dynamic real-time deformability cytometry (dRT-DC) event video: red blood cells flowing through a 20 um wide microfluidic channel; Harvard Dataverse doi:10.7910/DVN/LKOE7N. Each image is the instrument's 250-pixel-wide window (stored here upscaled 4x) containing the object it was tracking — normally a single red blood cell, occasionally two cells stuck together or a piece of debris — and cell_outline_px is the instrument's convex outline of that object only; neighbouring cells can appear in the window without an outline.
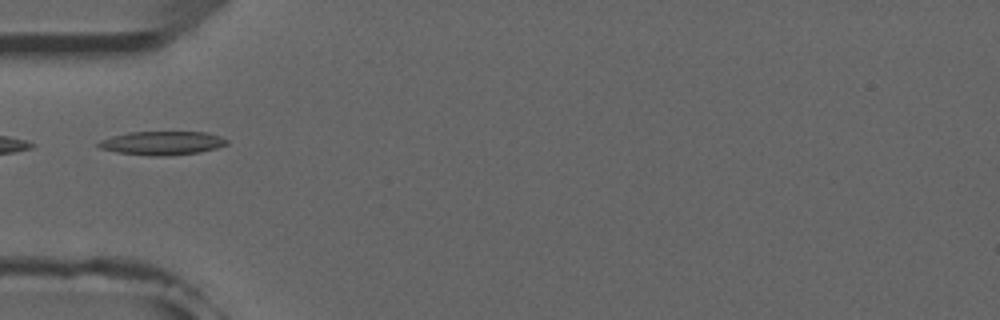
{"species": "common noctule bat (a hibernating species)", "species_latin": "Nyctalus noctula", "temperature_condition": "room temperature", "stored_images_in_passage": 30, "camera_frame_rate_fps": 3000, "um_per_image_px": 0.085, "animal": {"sex": "male", "forearm_length_mm": 52.5}, "frame": {"image": 1, "passage_image": 1, "time_ms": 0.0, "image_size_px": [1000, 320], "cell_outline_px": [[228, 144], [216, 148], [200, 152], [164, 156], [148, 156], [116, 152], [100, 148], [96, 144], [100, 140], [112, 136], [128, 132], [204, 132], [228, 140]], "centroid_in_image_um": [13.73, 12.17], "position_along_channel_um": 71.3, "area_um2": 17.63}}
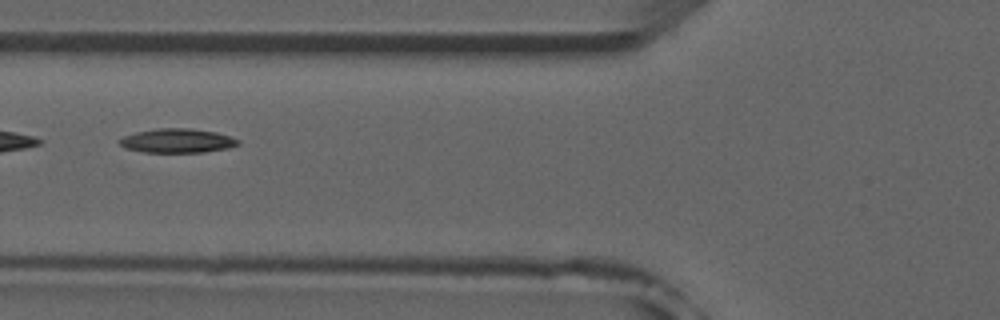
{"frame": {"image": 2, "passage_image": 4, "time_ms": 1.0, "image_size_px": [1000, 320], "cell_outline_px": [[240, 144], [228, 148], [204, 152], [144, 152], [124, 148], [116, 140], [124, 136], [136, 132], [156, 128], [188, 128], [216, 132], [240, 140]], "centroid_in_image_um": [15.04, 11.96], "position_along_channel_um": 110.8, "area_um2": 16.7}}
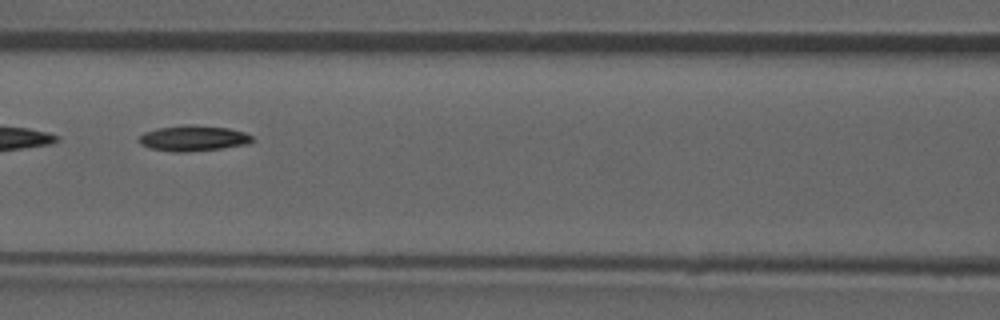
{"frame": {"image": 3, "passage_image": 7, "time_ms": 2.0, "image_size_px": [1000, 320], "cell_outline_px": [[252, 140], [248, 144], [220, 148], [180, 152], [172, 152], [152, 148], [140, 144], [140, 136], [144, 132], [156, 128], [180, 124], [192, 124], [228, 128], [244, 132], [252, 136]], "centroid_in_image_um": [16.4, 11.73], "position_along_channel_um": 150.2, "area_um2": 16.82}, "authors_computed_cell_mechanics": {"area_um2": 16.1262, "velocity_mm_per_s": 3.9169, "shape_relaxation_time_tau1_ms": 5.6172, "shape_relaxation_time_tau2_ms": null, "deformation_change_tau1": 0.1688, "deformation_change_tau2": null}}